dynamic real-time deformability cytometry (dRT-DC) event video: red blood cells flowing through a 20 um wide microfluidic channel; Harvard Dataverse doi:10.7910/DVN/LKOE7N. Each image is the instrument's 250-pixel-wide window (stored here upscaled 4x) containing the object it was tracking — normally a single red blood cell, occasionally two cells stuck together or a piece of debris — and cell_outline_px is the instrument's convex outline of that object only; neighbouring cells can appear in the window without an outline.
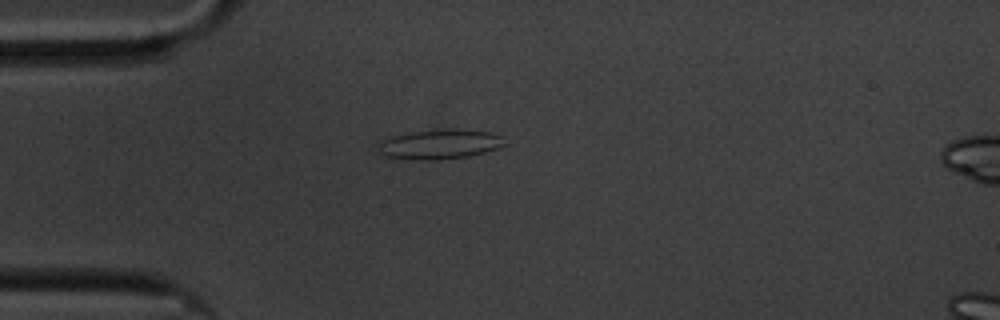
{"species": "common noctule bat (a hibernating species)", "species_latin": "Nyctalus noctula", "temperature_condition": "cold", "stored_images_in_passage": 45, "camera_frame_rate_fps": 3000, "um_per_image_px": 0.085, "animal": {"sex": "male", "body_mass_g": 20.1, "forearm_length_mm": 53.5}, "frame": {"image": 1, "passage_image": 1, "time_ms": 0.0, "image_size_px": [1000, 320], "cell_outline_px": [[504, 144], [496, 148], [484, 152], [468, 156], [432, 160], [424, 160], [384, 156], [376, 148], [380, 140], [392, 136], [416, 132], [492, 132], [504, 136]], "centroid_in_image_um": [37.32, 12.31], "position_along_channel_um": 47.7, "area_um2": 20.58}}
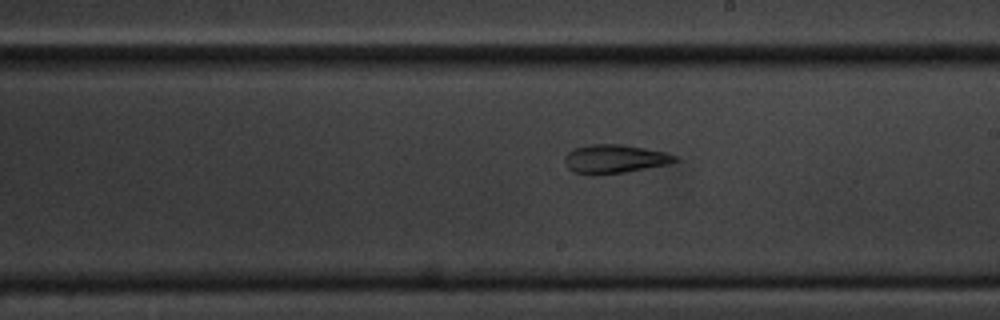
{"frame": {"image": 2, "passage_image": 19, "time_ms": 6.0, "image_size_px": [1000, 320], "cell_outline_px": [[680, 160], [668, 164], [624, 172], [592, 176], [572, 172], [568, 168], [564, 160], [564, 156], [572, 148], [592, 144], [624, 144], [668, 152], [676, 156]], "centroid_in_image_um": [52.23, 13.51], "position_along_channel_um": 236.8, "area_um2": 18.79}}
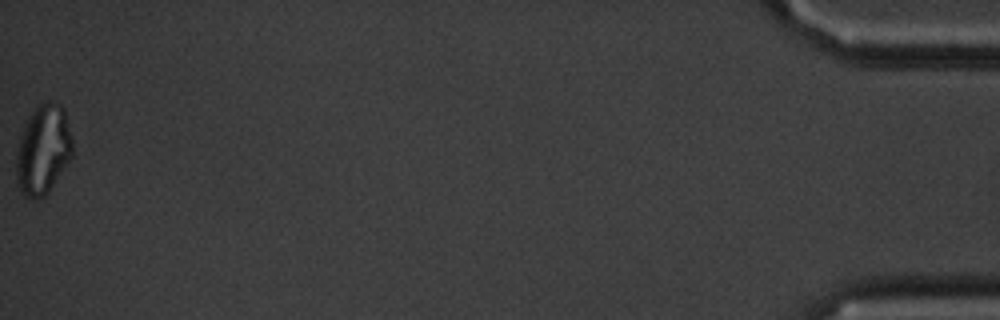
{"frame": {"image": 3, "passage_image": 45, "time_ms": 14.667, "image_size_px": [1000, 320], "cell_outline_px": [[72, 156], [48, 192], [40, 200], [32, 200], [24, 196], [20, 192], [16, 180], [16, 152], [20, 136], [24, 124], [28, 116], [40, 100], [52, 100], [60, 104], [64, 108], [72, 136]], "centroid_in_image_um": [3.65, 12.7], "position_along_channel_um": 431.6, "area_um2": 30.06}, "authors_computed_cell_mechanics": {"area_um2": 19.1896, "velocity_mm_per_s": 3.3767, "shape_relaxation_time_tau1_ms": null, "shape_relaxation_time_tau2_ms": 3.4515, "deformation_change_tau1": null, "deformation_change_tau2": 0.1131}}